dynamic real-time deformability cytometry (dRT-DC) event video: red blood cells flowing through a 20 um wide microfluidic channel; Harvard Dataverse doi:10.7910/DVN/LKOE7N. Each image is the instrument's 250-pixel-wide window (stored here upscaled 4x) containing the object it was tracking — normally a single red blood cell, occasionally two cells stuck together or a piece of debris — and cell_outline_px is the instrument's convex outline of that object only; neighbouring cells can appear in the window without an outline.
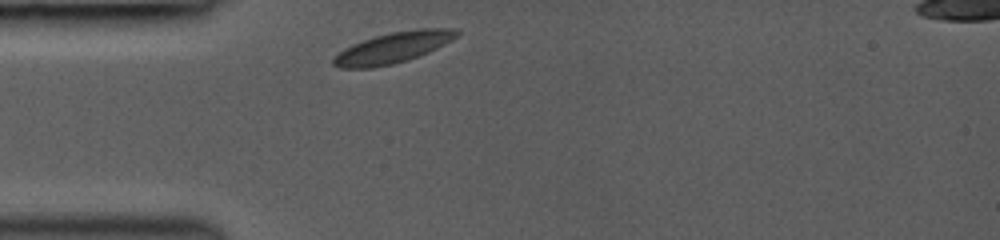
{"species": "common noctule bat (a hibernating species)", "species_latin": "Nyctalus noctula", "temperature_condition": "room temperature", "stored_images_in_passage": 6, "camera_frame_rate_fps": 3000, "um_per_image_px": 0.085, "animal": {"sex": "female", "body_mass_g": 19.0, "forearm_length_mm": 53.3}, "frame": {"image": 1, "passage_image": 1, "time_ms": 0.0, "image_size_px": [1000, 240], "cell_outline_px": [[460, 36], [428, 52], [408, 60], [392, 64], [372, 68], [340, 68], [332, 64], [332, 56], [344, 48], [352, 44], [376, 36], [392, 32], [420, 28], [456, 28], [460, 32]], "centroid_in_image_um": [33.41, 4.05], "position_along_channel_um": 51.6, "area_um2": 22.25}}
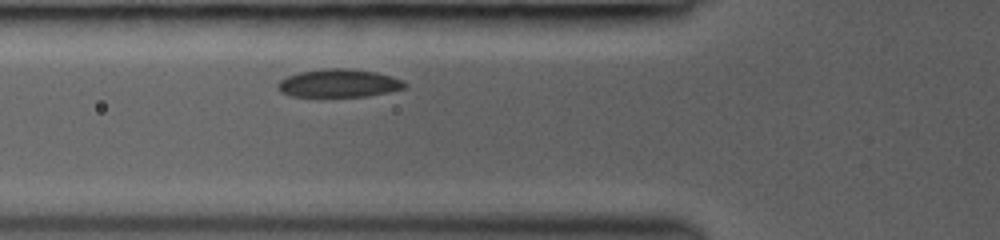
{"frame": {"image": 2, "passage_image": 4, "time_ms": 1.333, "image_size_px": [1000, 240], "cell_outline_px": [[408, 88], [368, 96], [292, 96], [280, 92], [276, 88], [276, 84], [280, 80], [288, 76], [300, 72], [324, 68], [352, 68], [376, 72], [404, 80], [408, 84]], "centroid_in_image_um": [28.83, 7.07], "position_along_channel_um": 97.0, "area_um2": 20.98}}
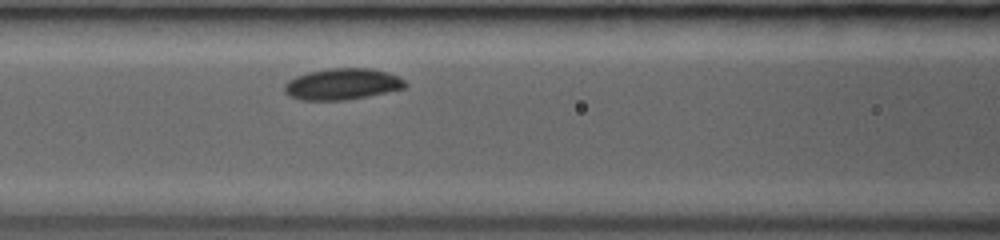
{"frame": {"image": 3, "passage_image": 6, "time_ms": 2.333, "image_size_px": [1000, 240], "cell_outline_px": [[408, 84], [404, 88], [368, 96], [344, 100], [300, 100], [288, 96], [284, 92], [284, 84], [288, 80], [296, 76], [308, 72], [328, 68], [372, 68], [388, 72], [404, 80]], "centroid_in_image_um": [29.06, 7.14], "position_along_channel_um": 137.5, "area_um2": 22.14}}